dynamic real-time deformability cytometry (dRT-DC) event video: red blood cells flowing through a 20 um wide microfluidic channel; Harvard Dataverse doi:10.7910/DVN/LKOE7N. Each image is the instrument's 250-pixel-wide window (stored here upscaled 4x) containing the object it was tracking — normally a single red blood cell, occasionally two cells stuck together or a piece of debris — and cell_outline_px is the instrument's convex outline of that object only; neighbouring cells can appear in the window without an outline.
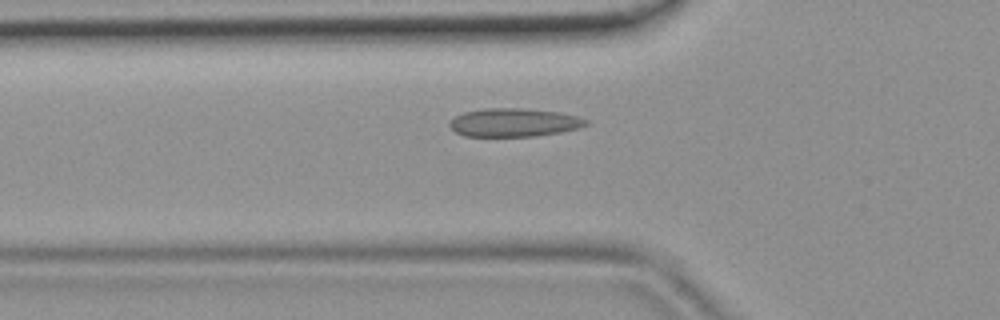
{"species": "common noctule bat (a hibernating species)", "species_latin": "Nyctalus noctula", "temperature_condition": "room temperature", "stored_images_in_passage": 2, "camera_frame_rate_fps": 3000, "um_per_image_px": 0.085, "animal": {"sex": "female", "body_mass_g": 19.9}, "frame": {"image": 1, "passage_image": 2, "time_ms": 0.333, "image_size_px": [1000, 320], "cell_outline_px": [[588, 124], [580, 128], [560, 132], [536, 136], [464, 136], [456, 132], [448, 124], [456, 116], [464, 112], [484, 108], [528, 108], [560, 112], [580, 116], [588, 120]], "centroid_in_image_um": [43.74, 10.4], "position_along_channel_um": 82.1, "area_um2": 22.72}}